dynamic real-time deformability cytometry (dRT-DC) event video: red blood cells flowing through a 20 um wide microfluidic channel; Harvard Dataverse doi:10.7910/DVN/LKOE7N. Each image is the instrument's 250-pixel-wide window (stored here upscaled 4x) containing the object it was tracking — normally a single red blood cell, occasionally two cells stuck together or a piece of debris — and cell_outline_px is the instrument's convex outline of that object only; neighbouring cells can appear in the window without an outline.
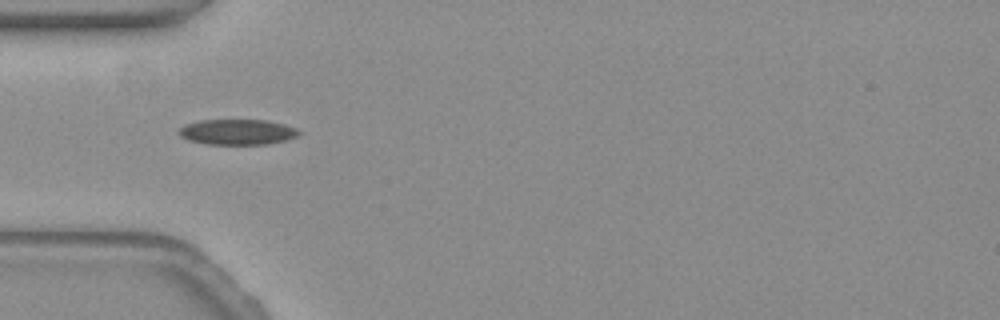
{"species": "common noctule bat (a hibernating species)", "species_latin": "Nyctalus noctula", "temperature_condition": "warm", "stored_images_in_passage": 4, "camera_frame_rate_fps": 3000, "um_per_image_px": 0.085, "animal": {"sex": "female", "body_mass_g": 19.3, "forearm_length_mm": 54.1}, "frame": {"image": 1, "passage_image": 1, "time_ms": 0.0, "image_size_px": [1000, 320], "cell_outline_px": [[300, 132], [296, 136], [284, 140], [268, 144], [208, 144], [188, 140], [180, 136], [180, 128], [184, 124], [200, 120], [268, 120], [284, 124], [296, 128]], "centroid_in_image_um": [20.16, 11.21], "position_along_channel_um": 64.8, "area_um2": 17.69}}